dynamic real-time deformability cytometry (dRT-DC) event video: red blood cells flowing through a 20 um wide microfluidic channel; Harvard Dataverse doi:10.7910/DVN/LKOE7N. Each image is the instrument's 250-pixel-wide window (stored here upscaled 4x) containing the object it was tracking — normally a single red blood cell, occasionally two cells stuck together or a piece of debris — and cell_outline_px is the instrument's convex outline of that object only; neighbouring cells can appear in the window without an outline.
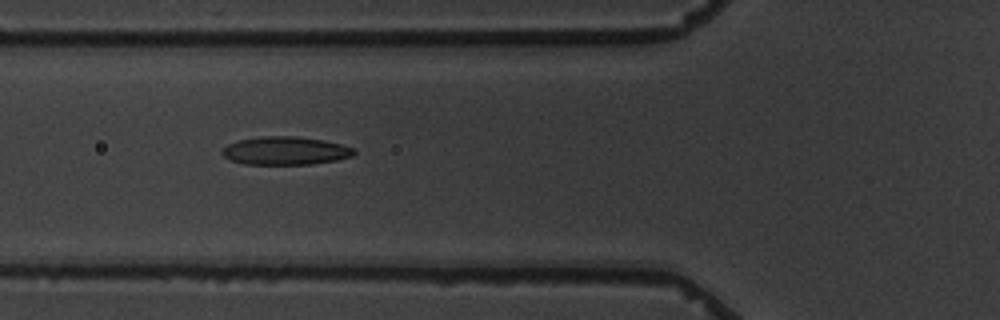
{"species": "common noctule bat (a hibernating species)", "species_latin": "Nyctalus noctula", "temperature_condition": "warm", "stored_images_in_passage": 7, "camera_frame_rate_fps": 3000, "um_per_image_px": 0.085, "animal": {"sex": "male", "body_mass_g": 19.5, "forearm_length_mm": 54.6}, "frame": {"image": 1, "passage_image": 3, "time_ms": 2.333, "image_size_px": [1000, 320], "cell_outline_px": [[356, 152], [352, 156], [336, 160], [312, 164], [244, 164], [232, 160], [224, 156], [220, 152], [228, 144], [236, 140], [260, 136], [296, 136], [324, 140], [356, 148]], "centroid_in_image_um": [24.26, 12.8], "position_along_channel_um": 101.5, "area_um2": 21.73}}
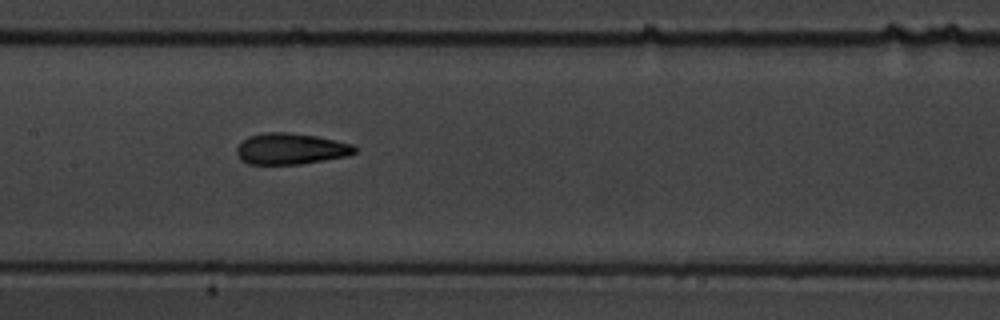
{"frame": {"image": 2, "passage_image": 5, "time_ms": 4.667, "image_size_px": [1000, 320], "cell_outline_px": [[356, 152], [348, 156], [300, 164], [248, 164], [240, 160], [236, 152], [236, 148], [240, 140], [248, 136], [264, 132], [288, 132], [316, 136], [352, 144], [356, 148]], "centroid_in_image_um": [24.66, 12.64], "position_along_channel_um": 182.7, "area_um2": 21.62}}
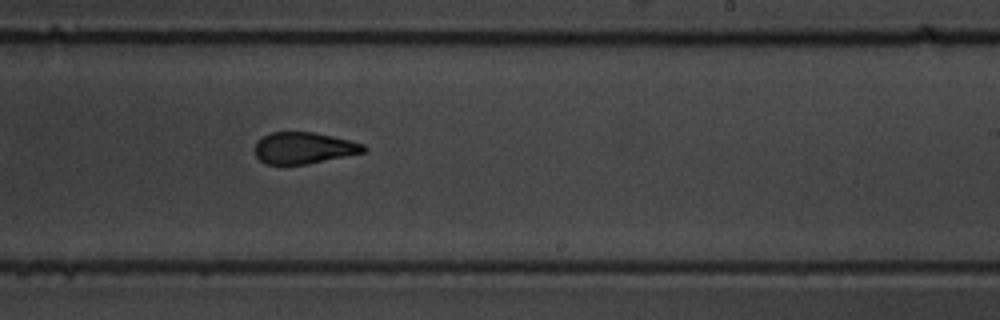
{"frame": {"image": 3, "passage_image": 7, "time_ms": 7.0, "image_size_px": [1000, 320], "cell_outline_px": [[368, 148], [364, 152], [308, 164], [264, 164], [256, 156], [256, 140], [272, 132], [312, 132], [332, 136], [364, 144]], "centroid_in_image_um": [25.82, 12.58], "position_along_channel_um": 263.2, "area_um2": 19.83}}